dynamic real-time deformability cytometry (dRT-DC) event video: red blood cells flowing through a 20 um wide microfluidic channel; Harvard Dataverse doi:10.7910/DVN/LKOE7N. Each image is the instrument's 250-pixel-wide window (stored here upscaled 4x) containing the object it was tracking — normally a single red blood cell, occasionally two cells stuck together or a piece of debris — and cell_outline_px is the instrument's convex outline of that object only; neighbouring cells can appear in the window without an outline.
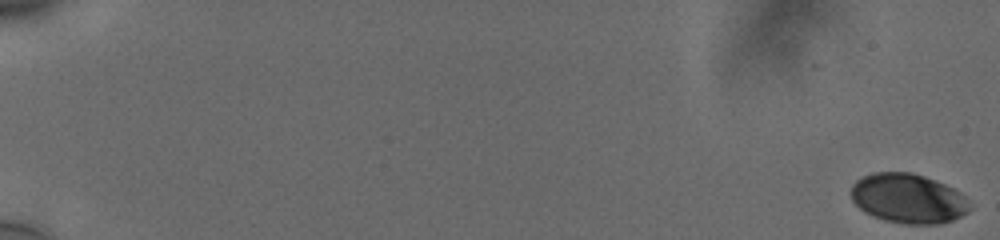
{"species": "human", "species_latin": "Homo sapiens", "temperature_condition": "cold", "stored_images_in_passage": 27, "camera_frame_rate_fps": 3000, "um_per_image_px": 0.085, "donor": {"sex": "male"}, "frame": {"image": 1, "passage_image": 1, "time_ms": 0.0, "image_size_px": [1000, 240], "cell_outline_px": [[972, 208], [968, 212], [952, 220], [940, 224], [900, 224], [884, 220], [872, 216], [864, 212], [852, 200], [848, 192], [852, 184], [856, 180], [872, 172], [912, 172], [936, 180], [960, 192], [968, 200]], "centroid_in_image_um": [77.17, 16.87], "position_along_channel_um": 7.8, "area_um2": 34.74}}
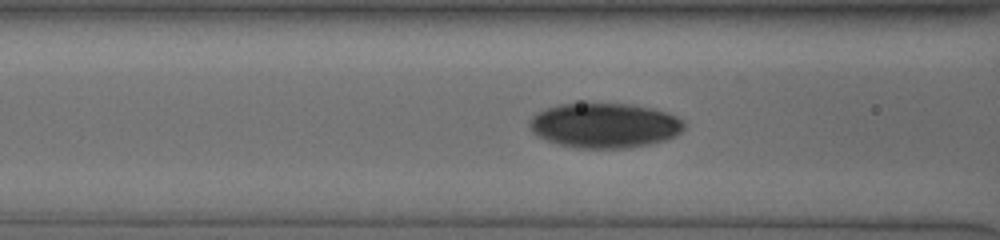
{"frame": {"image": 2, "passage_image": 24, "time_ms": 7.667, "image_size_px": [1000, 240], "cell_outline_px": [[684, 128], [676, 136], [668, 140], [652, 144], [628, 148], [576, 148], [556, 144], [544, 140], [532, 132], [528, 124], [528, 120], [532, 116], [548, 108], [560, 104], [632, 104], [652, 108], [676, 116], [684, 124]], "centroid_in_image_um": [51.38, 10.68], "position_along_channel_um": 115.2, "area_um2": 40.52}}
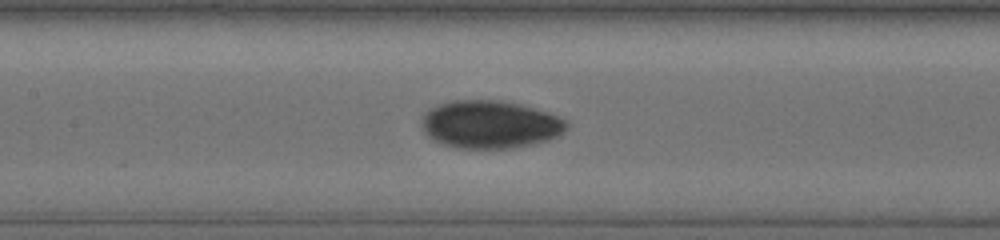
{"frame": {"image": 3, "passage_image": 27, "time_ms": 8.667, "image_size_px": [1000, 240], "cell_outline_px": [[568, 128], [564, 132], [548, 140], [532, 144], [512, 148], [456, 148], [432, 140], [424, 132], [424, 116], [432, 108], [440, 104], [456, 100], [492, 100], [516, 104], [532, 108], [556, 116], [564, 120], [568, 124]], "centroid_in_image_um": [41.66, 10.6], "position_along_channel_um": 165.7, "area_um2": 39.59}}